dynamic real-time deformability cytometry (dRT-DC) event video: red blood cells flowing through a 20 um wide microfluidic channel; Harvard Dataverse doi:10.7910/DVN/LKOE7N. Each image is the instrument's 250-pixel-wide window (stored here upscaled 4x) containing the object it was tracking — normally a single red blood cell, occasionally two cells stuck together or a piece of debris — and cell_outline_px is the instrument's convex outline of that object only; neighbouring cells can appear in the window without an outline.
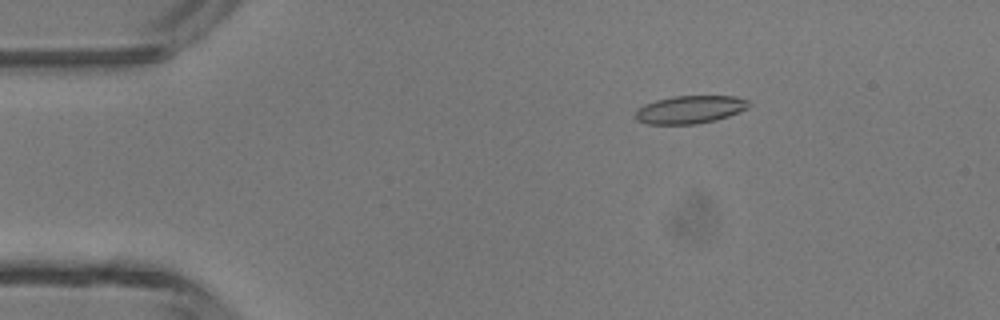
{"species": "common noctule bat (a hibernating species)", "species_latin": "Nyctalus noctula", "temperature_condition": "room temperature", "stored_images_in_passage": 33, "camera_frame_rate_fps": 3000, "um_per_image_px": 0.085, "animal": {"sex": "male", "body_mass_g": 13.3}, "frame": {"image": 1, "passage_image": 8, "time_ms": 2.333, "image_size_px": [1000, 320], "cell_outline_px": [[748, 108], [740, 112], [716, 120], [696, 124], [648, 124], [636, 120], [636, 112], [644, 104], [656, 100], [672, 96], [736, 96], [748, 100]], "centroid_in_image_um": [58.66, 9.31], "position_along_channel_um": 26.3, "area_um2": 18.38}}
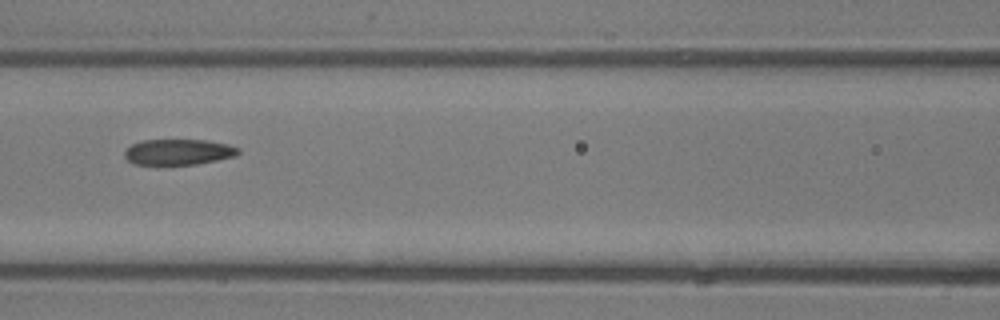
{"frame": {"image": 2, "passage_image": 21, "time_ms": 6.667, "image_size_px": [1000, 320], "cell_outline_px": [[240, 152], [236, 156], [196, 164], [156, 168], [136, 164], [128, 160], [124, 156], [124, 152], [132, 144], [144, 140], [204, 140], [228, 144], [240, 148]], "centroid_in_image_um": [15.13, 12.97], "position_along_channel_um": 151.5, "area_um2": 17.74}}
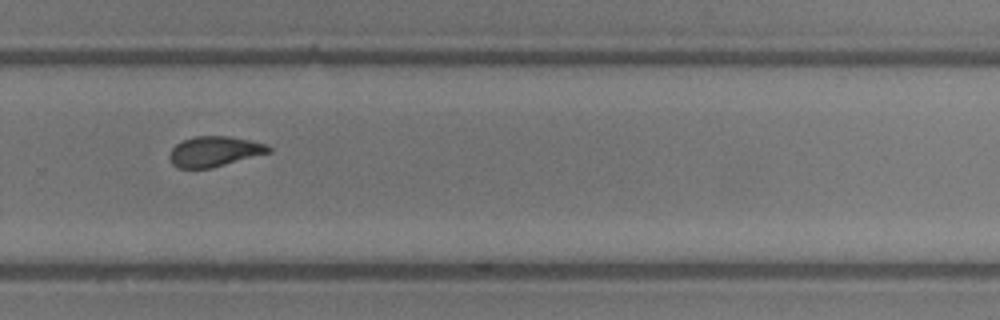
{"frame": {"image": 3, "passage_image": 32, "time_ms": 10.333, "image_size_px": [1000, 320], "cell_outline_px": [[272, 152], [212, 168], [176, 168], [172, 164], [168, 156], [172, 148], [176, 144], [184, 140], [196, 136], [228, 136], [252, 140], [268, 144], [272, 148]], "centroid_in_image_um": [18.26, 12.87], "position_along_channel_um": 311.5, "area_um2": 17.69}}